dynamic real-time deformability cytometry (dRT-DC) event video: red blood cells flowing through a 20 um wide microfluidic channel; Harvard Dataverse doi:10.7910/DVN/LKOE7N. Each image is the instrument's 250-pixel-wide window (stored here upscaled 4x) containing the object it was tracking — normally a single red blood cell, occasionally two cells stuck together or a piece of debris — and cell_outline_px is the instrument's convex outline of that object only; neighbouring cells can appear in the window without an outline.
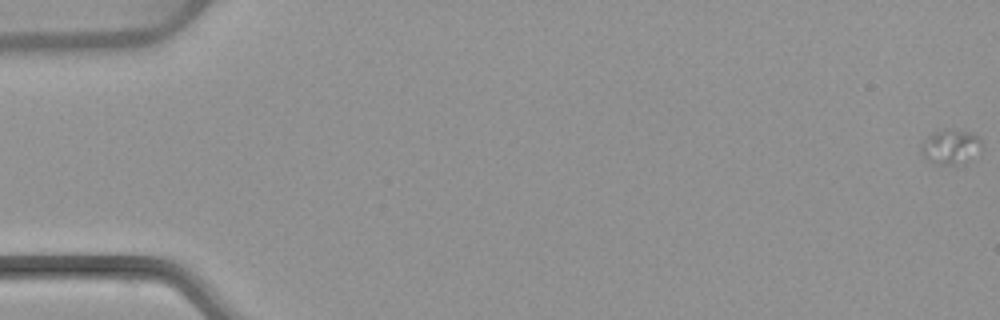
{"species": "common noctule bat (a hibernating species)", "species_latin": "Nyctalus noctula", "temperature_condition": "warm", "stored_images_in_passage": 5, "camera_frame_rate_fps": 3000, "um_per_image_px": 0.085, "animal": {"sex": "female", "body_mass_g": 22.7, "forearm_length_mm": 54.2}, "frame": {"image": 1, "passage_image": 1, "time_ms": 0.0, "image_size_px": [1000, 320], "cell_outline_px": [[980, 144], [952, 164], [940, 164], [928, 160], [920, 152], [920, 148], [924, 140], [928, 136], [944, 128], [952, 128], [972, 132], [980, 140]], "centroid_in_image_um": [80.63, 12.37], "position_along_channel_um": 4.4, "area_um2": 10.98}}